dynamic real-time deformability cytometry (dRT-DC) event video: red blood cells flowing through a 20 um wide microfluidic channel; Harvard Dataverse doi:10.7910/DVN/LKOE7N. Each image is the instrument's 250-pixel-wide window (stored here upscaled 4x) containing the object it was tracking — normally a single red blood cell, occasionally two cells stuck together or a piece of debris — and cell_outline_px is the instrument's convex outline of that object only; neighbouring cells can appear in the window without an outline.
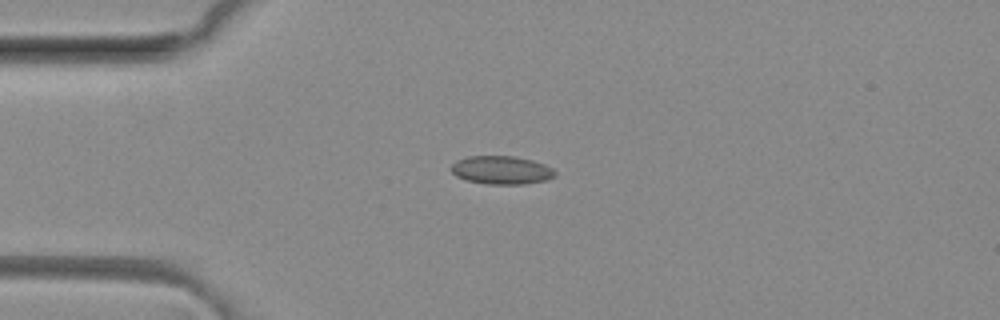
{"species": "common noctule bat (a hibernating species)", "species_latin": "Nyctalus noctula", "temperature_condition": "room temperature", "stored_images_in_passage": 4, "camera_frame_rate_fps": 3000, "um_per_image_px": 0.085, "animal": {"sex": "female", "body_mass_g": 29.2, "forearm_length_mm": 56.3}, "frame": {"image": 1, "passage_image": 3, "time_ms": 0.667, "image_size_px": [1000, 320], "cell_outline_px": [[556, 172], [552, 176], [544, 180], [524, 184], [484, 184], [468, 180], [456, 176], [452, 172], [452, 164], [456, 160], [468, 156], [516, 156], [532, 160], [544, 164], [552, 168]], "centroid_in_image_um": [42.6, 14.45], "position_along_channel_um": 42.4, "area_um2": 16.99}}